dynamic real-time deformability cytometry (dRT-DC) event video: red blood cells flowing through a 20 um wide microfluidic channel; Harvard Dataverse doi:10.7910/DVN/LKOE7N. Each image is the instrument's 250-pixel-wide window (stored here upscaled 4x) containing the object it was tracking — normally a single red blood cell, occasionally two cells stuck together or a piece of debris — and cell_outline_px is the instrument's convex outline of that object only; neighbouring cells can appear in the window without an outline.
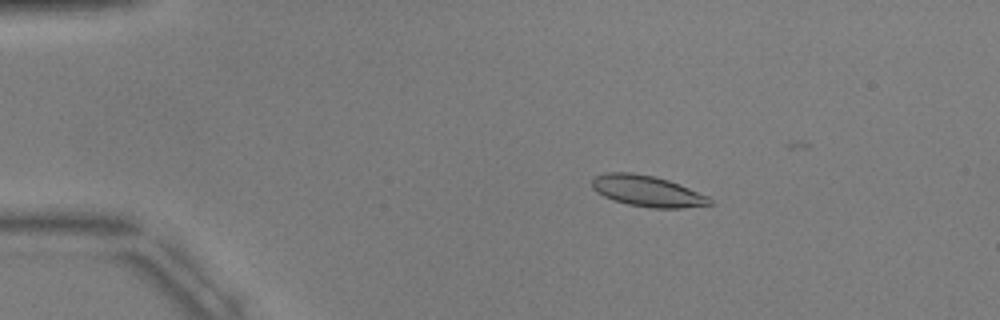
{"species": "common noctule bat (a hibernating species)", "species_latin": "Nyctalus noctula", "temperature_condition": "warm", "stored_images_in_passage": 7, "camera_frame_rate_fps": 3000, "um_per_image_px": 0.085, "animal": {"sex": "male", "body_mass_g": 17.9, "forearm_length_mm": 54.2}, "frame": {"image": 1, "passage_image": 4, "time_ms": 3.333, "image_size_px": [1000, 320], "cell_outline_px": [[712, 204], [680, 208], [652, 208], [628, 204], [612, 200], [596, 192], [592, 188], [592, 176], [604, 172], [632, 172], [656, 176], [680, 184], [708, 196], [712, 200]], "centroid_in_image_um": [54.98, 16.22], "position_along_channel_um": 30.0, "area_um2": 21.5}}
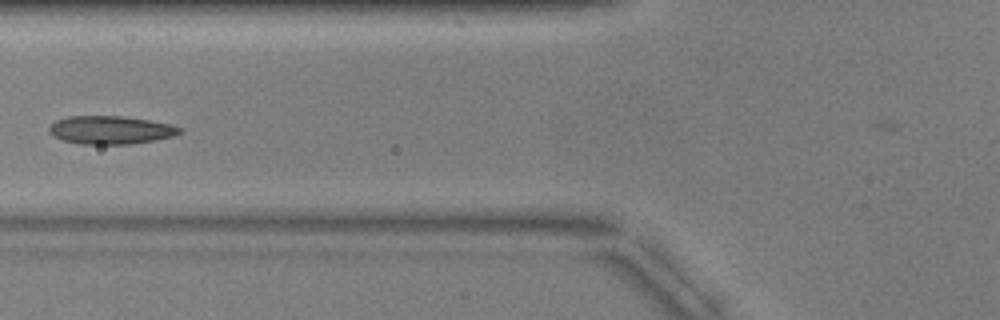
{"frame": {"image": 2, "passage_image": 7, "time_ms": 7.333, "image_size_px": [1000, 320], "cell_outline_px": [[184, 132], [172, 136], [156, 140], [128, 144], [80, 144], [64, 140], [48, 132], [48, 128], [56, 120], [68, 116], [124, 116], [172, 124], [180, 128]], "centroid_in_image_um": [9.42, 11.04], "position_along_channel_um": 116.4, "area_um2": 21.39}}